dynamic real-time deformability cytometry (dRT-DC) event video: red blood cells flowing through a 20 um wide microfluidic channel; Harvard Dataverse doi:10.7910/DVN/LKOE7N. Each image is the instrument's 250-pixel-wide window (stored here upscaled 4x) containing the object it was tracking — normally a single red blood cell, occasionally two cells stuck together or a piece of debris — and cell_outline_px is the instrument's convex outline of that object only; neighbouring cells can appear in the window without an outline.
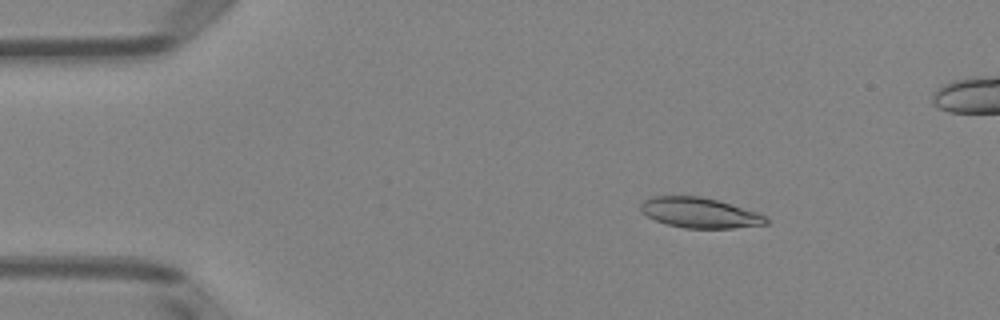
{"species": "Egyptian fruit bat (a non-hibernating species)", "species_latin": "Rousettus aegyptiacus", "temperature_condition": "room temperature", "stored_images_in_passage": 6, "camera_frame_rate_fps": 3000, "um_per_image_px": 0.085, "animal": {"sex": "female"}, "frame": {"image": 1, "passage_image": 3, "time_ms": 2.333, "image_size_px": [1000, 320], "cell_outline_px": [[768, 224], [732, 228], [684, 228], [668, 224], [656, 220], [640, 212], [640, 204], [644, 200], [652, 196], [700, 196], [716, 200], [756, 212], [764, 216], [768, 220]], "centroid_in_image_um": [59.43, 18.08], "position_along_channel_um": 25.6, "area_um2": 21.85}}